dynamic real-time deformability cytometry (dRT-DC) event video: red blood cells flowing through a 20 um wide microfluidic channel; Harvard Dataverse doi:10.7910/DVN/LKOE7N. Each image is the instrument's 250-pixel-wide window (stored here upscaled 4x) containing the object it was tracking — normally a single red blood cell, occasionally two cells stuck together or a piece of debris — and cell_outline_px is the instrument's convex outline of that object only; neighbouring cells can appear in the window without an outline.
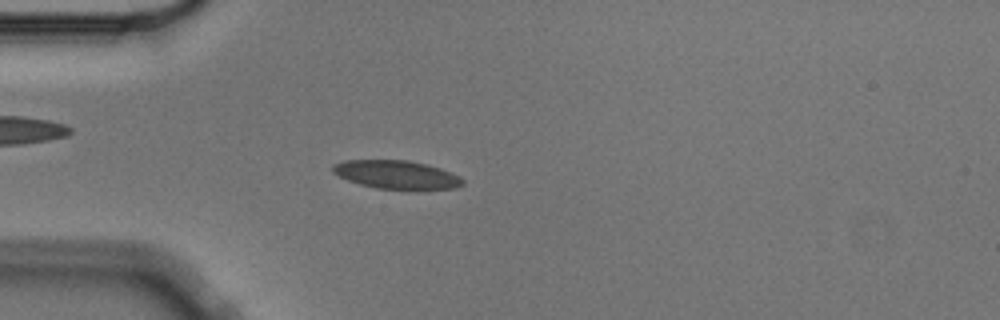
{"species": "Egyptian fruit bat (a non-hibernating species)", "species_latin": "Rousettus aegyptiacus", "temperature_condition": "cold", "stored_images_in_passage": 4, "camera_frame_rate_fps": 3000, "um_per_image_px": 0.085, "animal": {"sex": "male"}, "frame": {"image": 1, "passage_image": 4, "time_ms": 1.0, "image_size_px": [1000, 320], "cell_outline_px": [[464, 184], [456, 188], [376, 188], [360, 184], [348, 180], [332, 172], [332, 164], [344, 160], [404, 160], [424, 164], [440, 168], [460, 176], [464, 180]], "centroid_in_image_um": [33.67, 14.82], "position_along_channel_um": 51.3, "area_um2": 21.04}}